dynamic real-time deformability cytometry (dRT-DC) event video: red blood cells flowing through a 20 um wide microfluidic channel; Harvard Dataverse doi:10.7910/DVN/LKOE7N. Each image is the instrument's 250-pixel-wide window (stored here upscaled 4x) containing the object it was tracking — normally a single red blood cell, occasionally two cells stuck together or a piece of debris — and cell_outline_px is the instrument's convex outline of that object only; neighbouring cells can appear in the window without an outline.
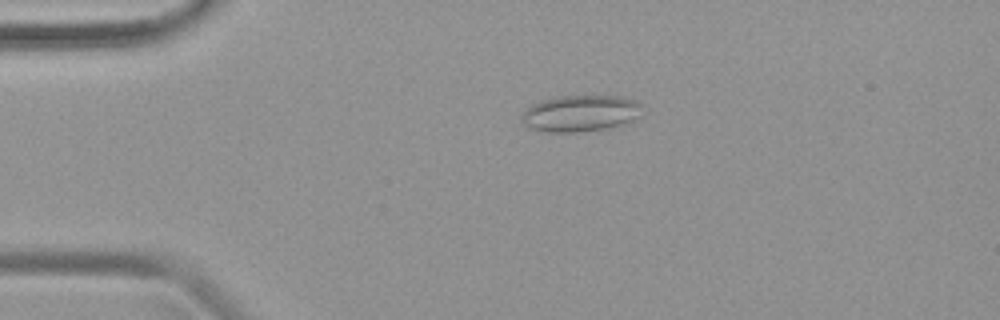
{"species": "common noctule bat (a hibernating species)", "species_latin": "Nyctalus noctula", "temperature_condition": "warm", "stored_images_in_passage": 47, "camera_frame_rate_fps": 3000, "um_per_image_px": 0.085, "animal": {"sex": "female", "body_mass_g": 19.9}, "frame": {"image": 1, "passage_image": 10, "time_ms": 3.0, "image_size_px": [1000, 320], "cell_outline_px": [[644, 104], [640, 116], [624, 124], [608, 128], [576, 132], [544, 132], [528, 128], [524, 124], [520, 116], [532, 104], [540, 100], [560, 96], [620, 96], [636, 100]], "centroid_in_image_um": [49.36, 9.63], "position_along_channel_um": 35.6, "area_um2": 25.89}}
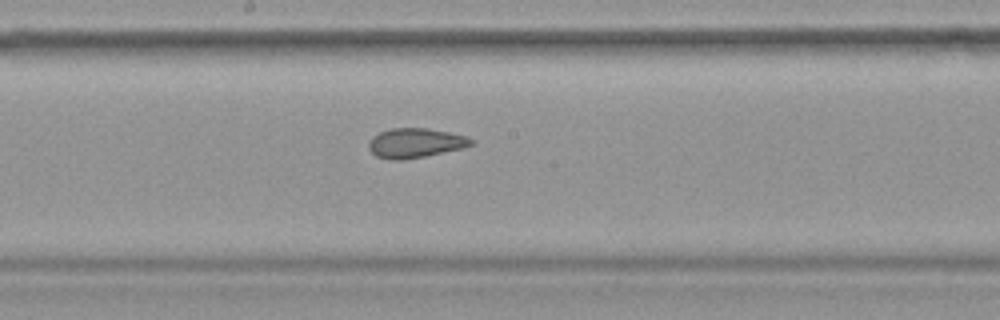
{"frame": {"image": 2, "passage_image": 25, "time_ms": 8.0, "image_size_px": [1000, 320], "cell_outline_px": [[476, 144], [460, 148], [424, 156], [404, 160], [392, 160], [376, 156], [368, 148], [368, 140], [372, 136], [380, 132], [392, 128], [428, 128], [468, 136]], "centroid_in_image_um": [35.27, 12.15], "position_along_channel_um": 212.9, "area_um2": 17.63}}
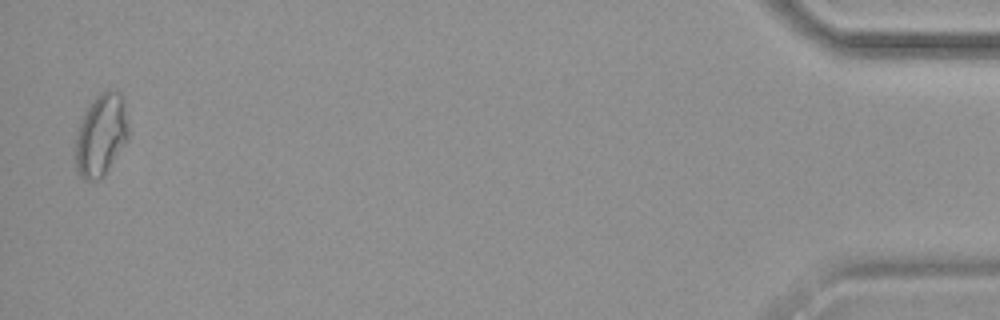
{"frame": {"image": 3, "passage_image": 46, "time_ms": 15.0, "image_size_px": [1000, 320], "cell_outline_px": [[128, 140], [104, 176], [100, 180], [84, 180], [76, 172], [72, 144], [84, 112], [96, 96], [112, 88], [120, 92], [128, 116]], "centroid_in_image_um": [8.55, 11.52], "position_along_channel_um": 426.6, "area_um2": 26.13}}